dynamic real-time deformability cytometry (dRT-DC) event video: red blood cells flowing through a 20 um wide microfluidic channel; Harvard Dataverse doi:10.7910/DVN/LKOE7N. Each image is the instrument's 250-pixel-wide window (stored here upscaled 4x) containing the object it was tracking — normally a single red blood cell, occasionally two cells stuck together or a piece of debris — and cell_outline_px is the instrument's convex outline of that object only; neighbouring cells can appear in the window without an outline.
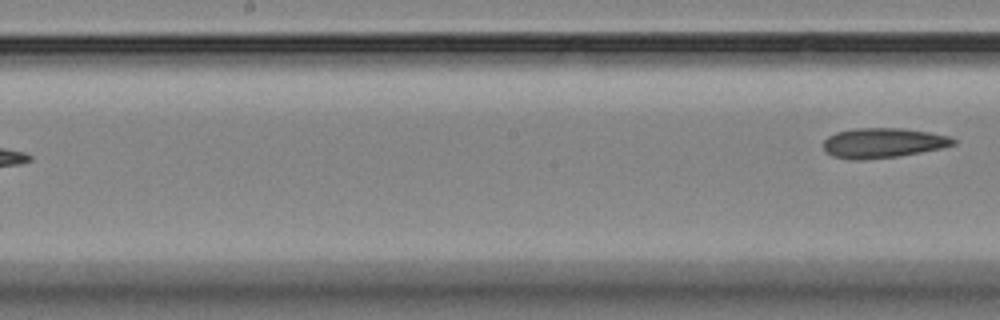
{"species": "Egyptian fruit bat (a non-hibernating species)", "species_latin": "Rousettus aegyptiacus", "temperature_condition": "room temperature", "stored_images_in_passage": 5, "segment_of_instrument_passage": [2, 2], "camera_frame_rate_fps": 3000, "um_per_image_px": 0.085, "animal": {"sex": "female"}, "frame": {"image": 1, "passage_image": 5, "time_ms": 5.0, "image_size_px": [1000, 320], "cell_outline_px": [[956, 144], [940, 148], [900, 156], [860, 160], [852, 160], [836, 156], [824, 152], [824, 140], [828, 136], [836, 132], [856, 128], [904, 128], [928, 132], [948, 136], [956, 140]], "centroid_in_image_um": [75.03, 12.14], "position_along_channel_um": 173.2, "area_um2": 22.54}}